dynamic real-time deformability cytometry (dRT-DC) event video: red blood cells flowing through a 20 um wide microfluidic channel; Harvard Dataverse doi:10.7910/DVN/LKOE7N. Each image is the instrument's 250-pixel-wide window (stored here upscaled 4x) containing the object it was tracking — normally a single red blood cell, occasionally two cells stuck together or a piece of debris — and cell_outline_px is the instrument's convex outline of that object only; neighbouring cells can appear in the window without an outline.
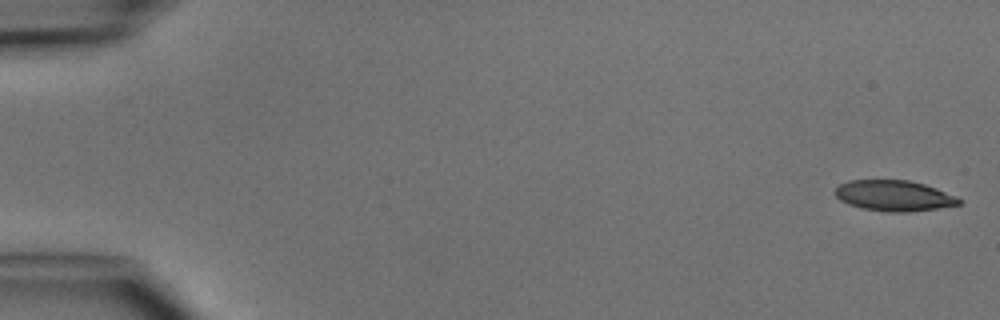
{"species": "common noctule bat (a hibernating species)", "species_latin": "Nyctalus noctula", "temperature_condition": "cold", "stored_images_in_passage": 4, "camera_frame_rate_fps": 3000, "um_per_image_px": 0.085, "animal": {"sex": "male", "body_mass_g": 15.6}, "frame": {"image": 1, "passage_image": 1, "time_ms": 0.0, "image_size_px": [1000, 320], "cell_outline_px": [[964, 200], [960, 204], [936, 208], [908, 212], [884, 212], [860, 208], [848, 204], [840, 200], [836, 196], [836, 188], [840, 184], [848, 180], [908, 180], [924, 184], [936, 188], [956, 196]], "centroid_in_image_um": [75.99, 16.64], "position_along_channel_um": 9.0, "area_um2": 22.2}}